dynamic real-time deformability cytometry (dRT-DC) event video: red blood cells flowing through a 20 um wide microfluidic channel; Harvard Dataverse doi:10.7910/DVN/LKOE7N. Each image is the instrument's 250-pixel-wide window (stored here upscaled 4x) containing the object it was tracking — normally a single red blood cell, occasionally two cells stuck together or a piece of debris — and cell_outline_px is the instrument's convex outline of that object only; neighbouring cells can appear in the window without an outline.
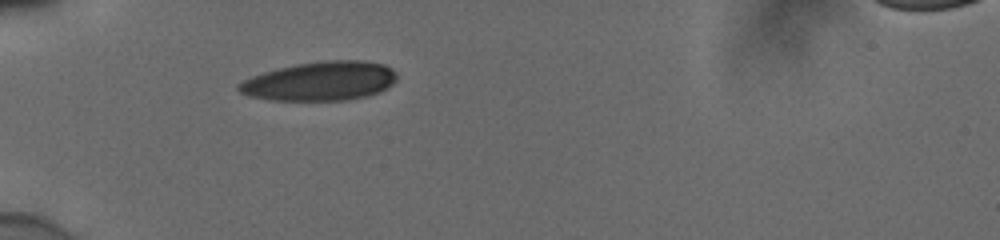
{"species": "human", "species_latin": "Homo sapiens", "temperature_condition": "cold", "stored_images_in_passage": 31, "camera_frame_rate_fps": 3000, "um_per_image_px": 0.085, "donor": {"sex": "male"}, "frame": {"image": 1, "passage_image": 1, "time_ms": 0.0, "image_size_px": [1000, 240], "cell_outline_px": [[396, 80], [388, 88], [380, 92], [368, 96], [348, 100], [272, 100], [248, 96], [240, 92], [236, 88], [236, 84], [252, 76], [264, 72], [296, 64], [324, 60], [364, 60], [384, 64], [392, 68], [396, 72]], "centroid_in_image_um": [27.24, 6.89], "position_along_channel_um": 57.8, "area_um2": 36.24}}
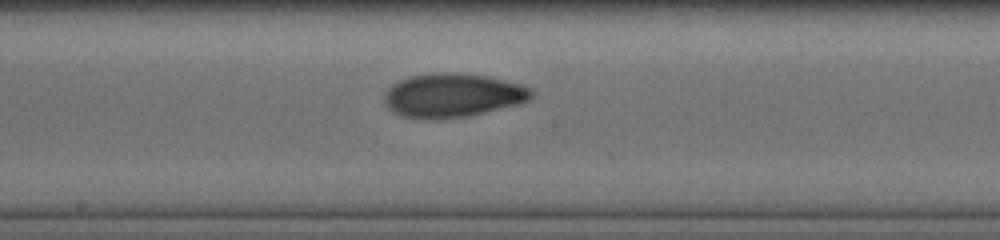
{"frame": {"image": 2, "passage_image": 14, "time_ms": 4.333, "image_size_px": [1000, 240], "cell_outline_px": [[536, 92], [528, 100], [520, 104], [468, 116], [436, 120], [424, 120], [400, 116], [392, 112], [384, 104], [384, 92], [392, 84], [400, 80], [412, 76], [436, 72], [460, 72], [488, 76], [520, 84], [532, 88]], "centroid_in_image_um": [38.46, 8.11], "position_along_channel_um": 209.7, "area_um2": 38.32}}
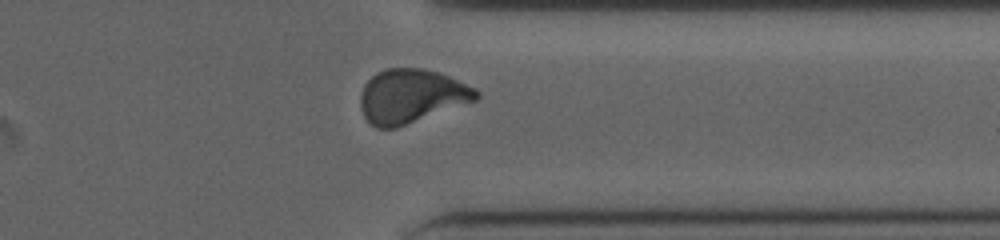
{"frame": {"image": 3, "passage_image": 27, "time_ms": 8.667, "image_size_px": [1000, 240], "cell_outline_px": [[480, 96], [476, 100], [396, 128], [376, 128], [364, 116], [360, 104], [360, 96], [364, 84], [376, 72], [384, 68], [424, 68], [440, 72], [476, 88], [480, 92]], "centroid_in_image_um": [34.96, 8.15], "position_along_channel_um": 376.4, "area_um2": 36.41}, "authors_computed_cell_mechanics": {"area_um2": 36.703, "velocity_mm_per_s": 3.8614, "shape_relaxation_time_tau1_ms": 7.5689, "shape_relaxation_time_tau2_ms": 1.7105, "deformation_change_tau1": 0.2058, "deformation_change_tau2": 0.0654}}